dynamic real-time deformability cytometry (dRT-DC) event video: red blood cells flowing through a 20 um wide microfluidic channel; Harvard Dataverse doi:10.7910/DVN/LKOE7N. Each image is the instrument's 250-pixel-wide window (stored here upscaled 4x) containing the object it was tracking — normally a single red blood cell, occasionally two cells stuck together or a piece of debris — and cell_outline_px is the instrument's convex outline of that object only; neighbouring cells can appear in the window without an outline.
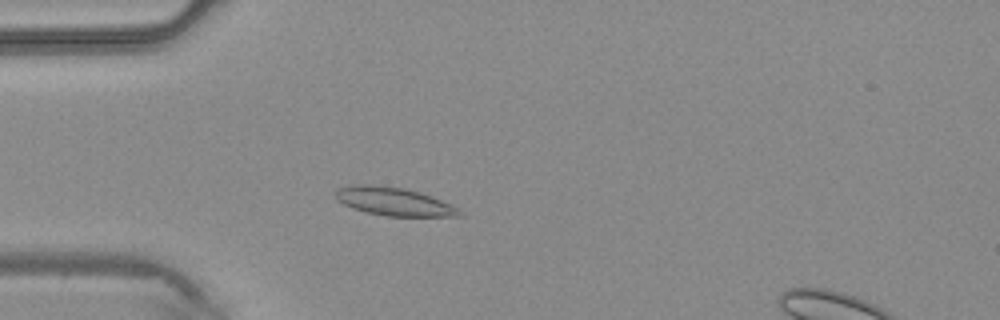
{"species": "common noctule bat (a hibernating species)", "species_latin": "Nyctalus noctula", "temperature_condition": "warm", "stored_images_in_passage": 35, "camera_frame_rate_fps": 3000, "um_per_image_px": 0.085, "animal": {"sex": "male", "body_mass_g": 20.4}, "frame": {"image": 1, "passage_image": 3, "time_ms": 0.667, "image_size_px": [1000, 320], "cell_outline_px": [[464, 216], [388, 216], [368, 212], [352, 208], [336, 200], [336, 192], [340, 188], [352, 184], [372, 184], [404, 188], [420, 192], [432, 196], [452, 204]], "centroid_in_image_um": [33.48, 17.12], "position_along_channel_um": 51.5, "area_um2": 20.29}}
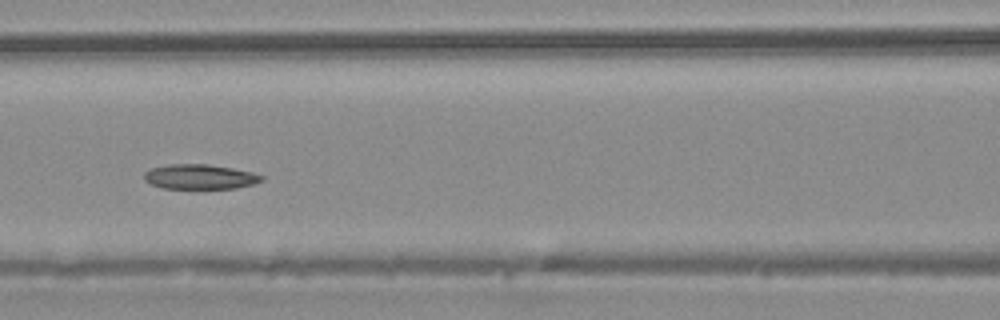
{"frame": {"image": 2, "passage_image": 10, "time_ms": 3.0, "image_size_px": [1000, 320], "cell_outline_px": [[264, 180], [256, 184], [236, 188], [164, 188], [152, 184], [144, 180], [144, 172], [152, 168], [168, 164], [208, 164], [232, 168], [252, 172], [264, 176]], "centroid_in_image_um": [17.03, 15.02], "position_along_channel_um": 149.6, "area_um2": 16.99}}
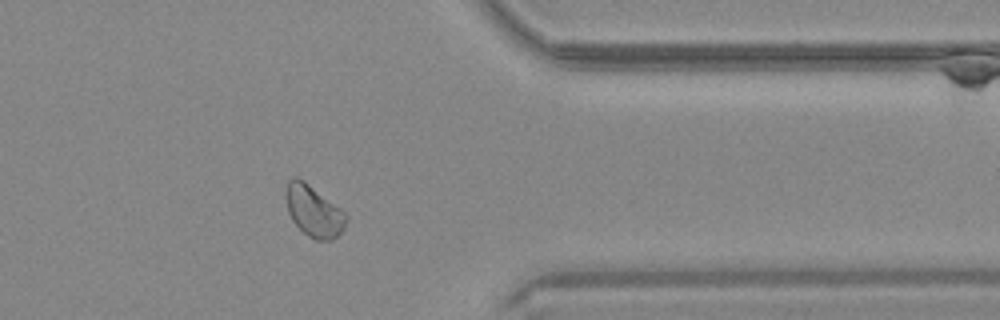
{"frame": {"image": 3, "passage_image": 26, "time_ms": 8.333, "image_size_px": [1000, 320], "cell_outline_px": [[348, 216], [344, 228], [332, 240], [316, 240], [308, 236], [292, 220], [288, 212], [284, 196], [284, 192], [288, 180], [296, 176], [304, 180], [340, 208]], "centroid_in_image_um": [26.63, 17.92], "position_along_channel_um": 384.8, "area_um2": 18.03}}